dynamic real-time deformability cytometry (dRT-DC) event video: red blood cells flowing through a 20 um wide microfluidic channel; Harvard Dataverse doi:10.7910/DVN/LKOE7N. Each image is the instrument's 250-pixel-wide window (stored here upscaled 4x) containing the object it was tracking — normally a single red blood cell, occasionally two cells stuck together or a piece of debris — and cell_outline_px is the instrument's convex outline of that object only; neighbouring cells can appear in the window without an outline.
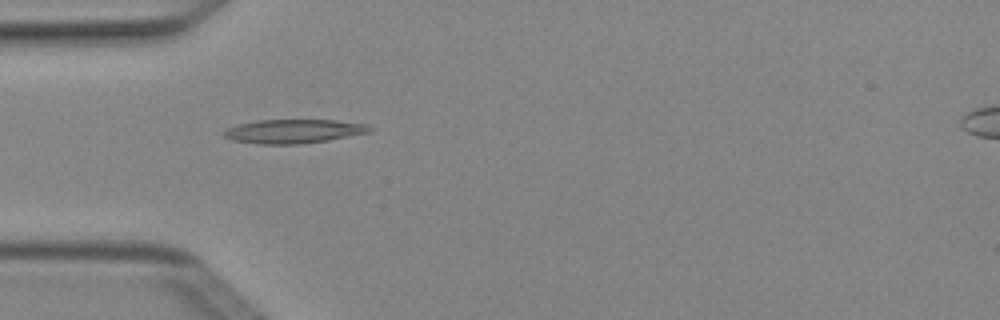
{"species": "Egyptian fruit bat (a non-hibernating species)", "species_latin": "Rousettus aegyptiacus", "temperature_condition": "cold", "stored_images_in_passage": 2, "camera_frame_rate_fps": 3000, "um_per_image_px": 0.085, "animal": {"sex": "female"}, "frame": {"image": 1, "passage_image": 1, "time_ms": 0.0, "image_size_px": [1000, 320], "cell_outline_px": [[372, 128], [368, 132], [328, 140], [300, 144], [260, 144], [232, 140], [224, 136], [224, 132], [228, 128], [240, 124], [256, 120], [332, 120], [364, 124]], "centroid_in_image_um": [24.92, 11.16], "position_along_channel_um": 60.1, "area_um2": 19.94}}
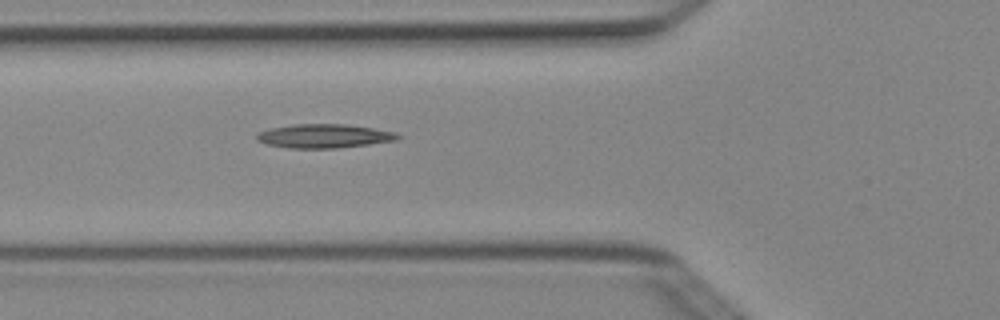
{"frame": {"image": 2, "passage_image": 2, "time_ms": 0.333, "image_size_px": [1000, 320], "cell_outline_px": [[404, 136], [396, 140], [368, 144], [336, 148], [288, 148], [264, 144], [256, 140], [256, 132], [272, 128], [292, 124], [348, 124], [396, 132]], "centroid_in_image_um": [27.52, 11.56], "position_along_channel_um": 98.3, "area_um2": 19.77}}